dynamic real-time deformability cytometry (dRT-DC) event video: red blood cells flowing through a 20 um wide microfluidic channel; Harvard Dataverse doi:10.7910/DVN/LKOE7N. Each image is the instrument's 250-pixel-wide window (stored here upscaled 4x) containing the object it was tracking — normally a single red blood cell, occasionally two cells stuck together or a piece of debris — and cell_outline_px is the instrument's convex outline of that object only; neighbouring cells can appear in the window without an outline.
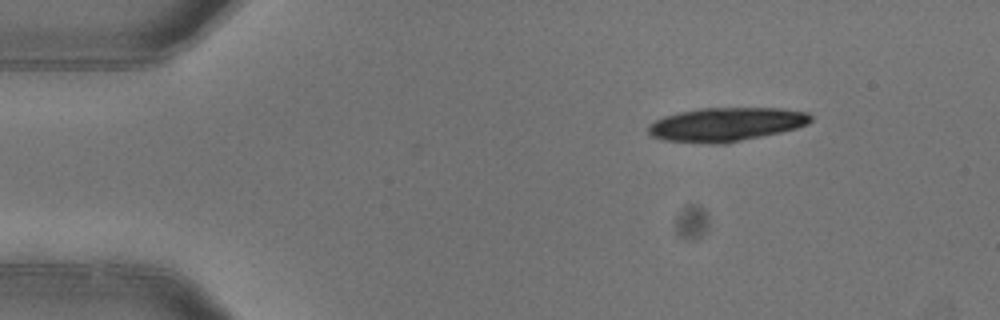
{"species": "common noctule bat (a hibernating species)", "species_latin": "Nyctalus noctula", "temperature_condition": "warm", "stored_images_in_passage": 5, "camera_frame_rate_fps": 3000, "um_per_image_px": 0.085, "animal": {"sex": "female"}, "frame": {"image": 1, "passage_image": 1, "time_ms": 0.0, "image_size_px": [1000, 320], "cell_outline_px": [[812, 120], [808, 124], [796, 128], [780, 132], [724, 144], [708, 144], [664, 140], [648, 136], [648, 124], [664, 116], [680, 112], [700, 108], [780, 108], [808, 112], [812, 116]], "centroid_in_image_um": [61.7, 10.58], "position_along_channel_um": 23.3, "area_um2": 32.14}}